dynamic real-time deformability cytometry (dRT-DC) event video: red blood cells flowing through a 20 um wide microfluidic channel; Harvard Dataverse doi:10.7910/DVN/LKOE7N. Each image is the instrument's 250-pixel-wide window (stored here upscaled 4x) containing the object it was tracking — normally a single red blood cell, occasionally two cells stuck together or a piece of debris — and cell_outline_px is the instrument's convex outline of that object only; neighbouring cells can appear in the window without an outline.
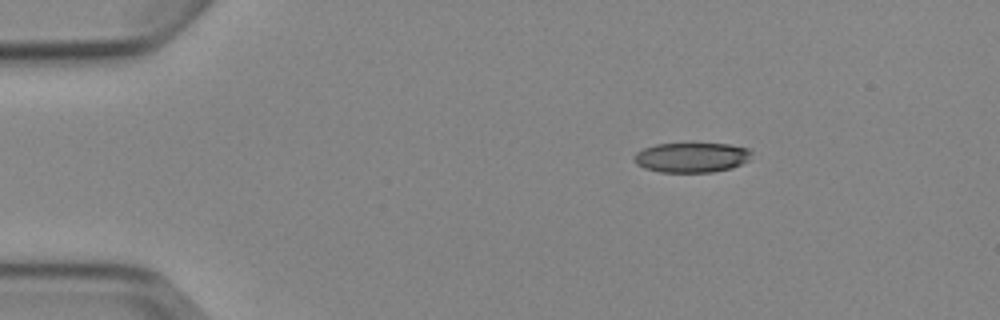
{"species": "Egyptian fruit bat (a non-hibernating species)", "species_latin": "Rousettus aegyptiacus", "temperature_condition": "cold", "stored_images_in_passage": 3, "camera_frame_rate_fps": 3000, "um_per_image_px": 0.085, "animal": {"sex": "female"}, "frame": {"image": 1, "passage_image": 1, "time_ms": 0.0, "image_size_px": [1000, 320], "cell_outline_px": [[752, 152], [748, 160], [732, 168], [712, 172], [660, 172], [644, 168], [636, 164], [636, 152], [644, 148], [656, 144], [728, 144], [752, 148]], "centroid_in_image_um": [58.82, 13.38], "position_along_channel_um": 26.2, "area_um2": 20.35}}